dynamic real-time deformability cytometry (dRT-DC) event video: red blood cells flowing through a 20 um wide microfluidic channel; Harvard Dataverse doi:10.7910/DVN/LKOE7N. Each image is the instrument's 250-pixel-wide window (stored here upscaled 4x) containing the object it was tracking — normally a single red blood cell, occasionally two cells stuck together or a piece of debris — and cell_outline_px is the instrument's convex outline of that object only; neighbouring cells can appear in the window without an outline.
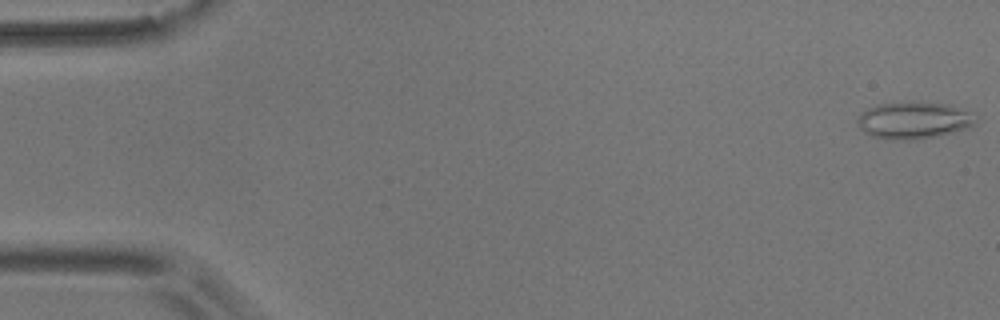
{"species": "common noctule bat (a hibernating species)", "species_latin": "Nyctalus noctula", "temperature_condition": "room temperature", "stored_images_in_passage": 54, "camera_frame_rate_fps": 3000, "um_per_image_px": 0.085, "animal": {"sex": "male", "body_mass_g": 17.9}, "frame": {"image": 1, "passage_image": 1, "time_ms": 0.0, "image_size_px": [1000, 320], "cell_outline_px": [[976, 124], [968, 128], [936, 136], [912, 140], [892, 140], [872, 136], [864, 132], [860, 128], [856, 120], [860, 112], [868, 108], [880, 104], [948, 104], [968, 112], [976, 120]], "centroid_in_image_um": [77.62, 10.27], "position_along_channel_um": 7.4, "area_um2": 24.68}}
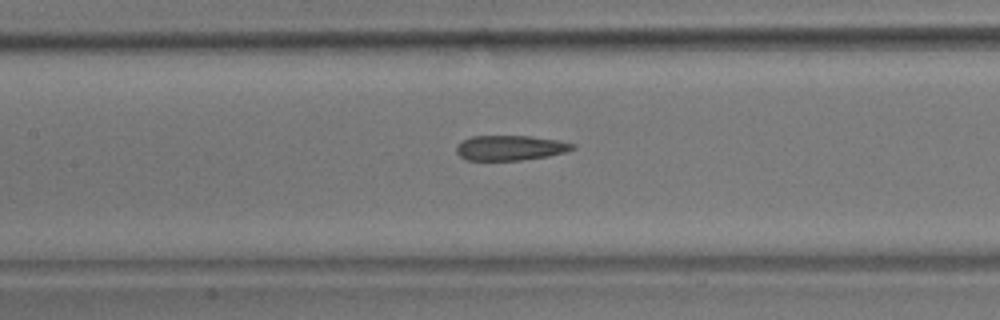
{"frame": {"image": 2, "passage_image": 25, "time_ms": 8.0, "image_size_px": [1000, 320], "cell_outline_px": [[576, 148], [564, 152], [548, 156], [520, 160], [468, 160], [460, 156], [456, 152], [456, 148], [464, 140], [472, 136], [528, 136], [556, 140], [576, 144]], "centroid_in_image_um": [43.39, 12.57], "position_along_channel_um": 164.0, "area_um2": 16.7}}
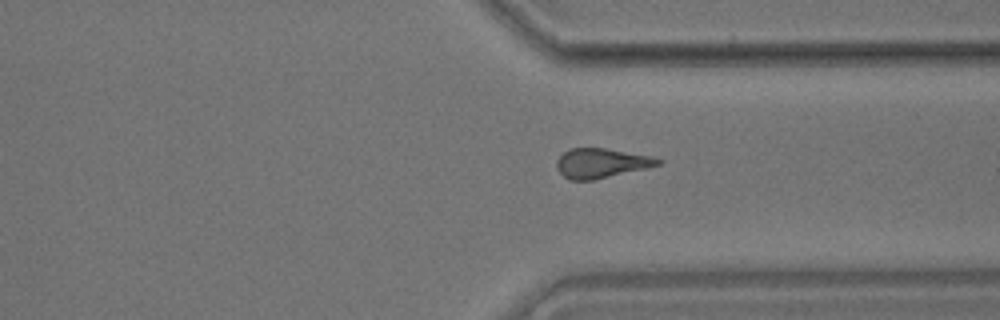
{"frame": {"image": 3, "passage_image": 41, "time_ms": 13.333, "image_size_px": [1000, 320], "cell_outline_px": [[664, 160], [660, 164], [648, 168], [592, 180], [568, 180], [556, 168], [556, 160], [568, 148], [604, 148], [652, 156]], "centroid_in_image_um": [51.1, 13.86], "position_along_channel_um": 360.3, "area_um2": 17.51}, "authors_computed_cell_mechanics": {"area_um2": 17.8313, "velocity_mm_per_s": 3.688, "shape_relaxation_time_tau1_ms": null, "shape_relaxation_time_tau2_ms": 3.2293, "deformation_change_tau1": null, "deformation_change_tau2": 0.1347}}